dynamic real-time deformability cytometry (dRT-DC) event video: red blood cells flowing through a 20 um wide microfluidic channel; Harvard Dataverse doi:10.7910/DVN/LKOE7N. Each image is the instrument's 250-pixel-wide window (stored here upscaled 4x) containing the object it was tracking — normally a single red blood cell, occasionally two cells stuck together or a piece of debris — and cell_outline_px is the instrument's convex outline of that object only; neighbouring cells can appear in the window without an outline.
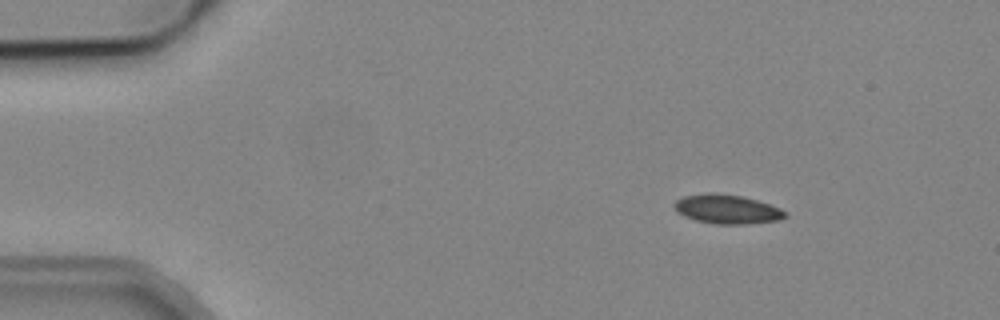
{"species": "common noctule bat (a hibernating species)", "species_latin": "Nyctalus noctula", "temperature_condition": "cold", "stored_images_in_passage": 7, "camera_frame_rate_fps": 3000, "um_per_image_px": 0.085, "animal": {"sex": "male", "body_mass_g": 19.2, "forearm_length_mm": 51.8}, "frame": {"image": 1, "passage_image": 1, "time_ms": 0.0, "image_size_px": [1000, 320], "cell_outline_px": [[788, 216], [780, 220], [744, 224], [716, 224], [696, 220], [684, 216], [676, 212], [672, 204], [676, 200], [684, 196], [708, 192], [712, 192], [740, 196], [756, 200], [780, 208], [788, 212]], "centroid_in_image_um": [61.78, 17.78], "position_along_channel_um": 23.2, "area_um2": 18.9}}
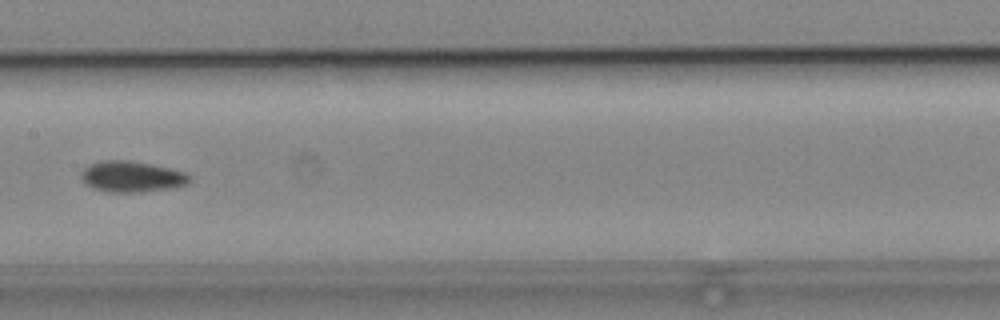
{"frame": {"image": 2, "passage_image": 7, "time_ms": 6.667, "image_size_px": [1000, 320], "cell_outline_px": [[192, 180], [188, 184], [168, 188], [140, 192], [108, 192], [96, 188], [88, 184], [80, 176], [80, 172], [88, 164], [100, 160], [128, 160], [152, 164], [184, 172], [192, 176]], "centroid_in_image_um": [11.21, 14.99], "position_along_channel_um": 196.2, "area_um2": 19.48}}